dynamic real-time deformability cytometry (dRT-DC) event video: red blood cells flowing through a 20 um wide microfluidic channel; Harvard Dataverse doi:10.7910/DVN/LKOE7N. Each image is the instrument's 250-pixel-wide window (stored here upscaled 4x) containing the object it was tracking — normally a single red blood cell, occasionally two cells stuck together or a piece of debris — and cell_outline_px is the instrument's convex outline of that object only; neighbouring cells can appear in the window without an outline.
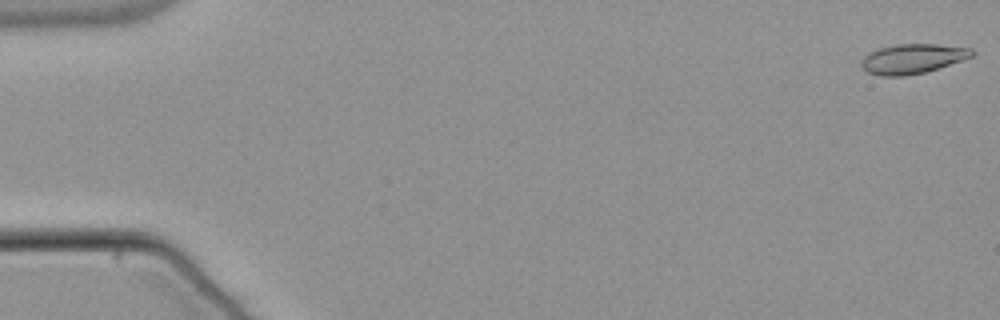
{"species": "common noctule bat (a hibernating species)", "species_latin": "Nyctalus noctula", "temperature_condition": "warm", "stored_images_in_passage": 12, "camera_frame_rate_fps": 3000, "um_per_image_px": 0.085, "animal": {"sex": "male", "body_mass_g": 21.5, "forearm_length_mm": 52.0}, "frame": {"image": 1, "passage_image": 1, "time_ms": 0.0, "image_size_px": [1000, 320], "cell_outline_px": [[976, 52], [972, 56], [924, 72], [904, 76], [880, 76], [868, 72], [860, 64], [864, 56], [868, 52], [880, 48], [896, 44], [936, 44], [972, 48]], "centroid_in_image_um": [77.54, 4.98], "position_along_channel_um": 7.5, "area_um2": 18.9}}